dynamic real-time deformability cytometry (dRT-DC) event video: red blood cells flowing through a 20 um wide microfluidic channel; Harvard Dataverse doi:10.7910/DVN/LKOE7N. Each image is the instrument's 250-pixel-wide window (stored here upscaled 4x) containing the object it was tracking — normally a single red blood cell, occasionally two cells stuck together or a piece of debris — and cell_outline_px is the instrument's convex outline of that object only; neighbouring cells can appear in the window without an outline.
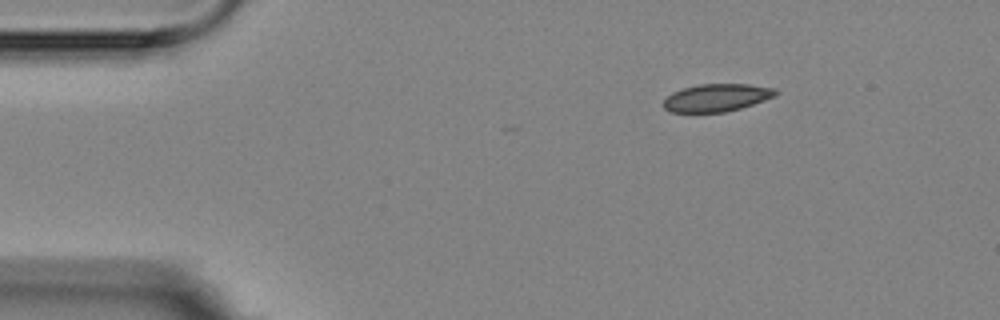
{"species": "Egyptian fruit bat (a non-hibernating species)", "species_latin": "Rousettus aegyptiacus", "temperature_condition": "room temperature", "stored_images_in_passage": 4, "camera_frame_rate_fps": 3000, "um_per_image_px": 0.085, "animal": {"sex": "female"}, "frame": {"image": 1, "passage_image": 1, "time_ms": 0.0, "image_size_px": [1000, 320], "cell_outline_px": [[780, 92], [776, 96], [740, 108], [724, 112], [668, 112], [664, 108], [664, 100], [672, 92], [684, 88], [700, 84], [748, 84], [776, 88]], "centroid_in_image_um": [60.94, 8.3], "position_along_channel_um": 24.1, "area_um2": 18.03}}
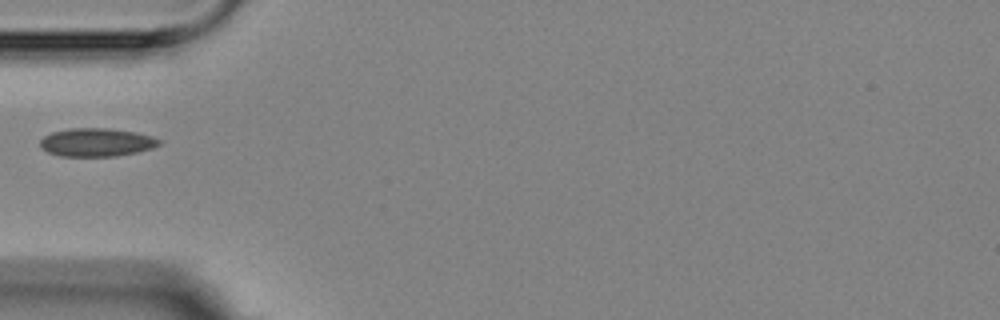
{"frame": {"image": 2, "passage_image": 4, "time_ms": 3.333, "image_size_px": [1000, 320], "cell_outline_px": [[160, 144], [152, 148], [136, 152], [116, 156], [60, 156], [48, 152], [40, 148], [40, 140], [44, 136], [52, 132], [68, 128], [108, 128], [136, 132], [152, 136], [160, 140]], "centroid_in_image_um": [8.18, 12.09], "position_along_channel_um": 76.8, "area_um2": 19.65}}